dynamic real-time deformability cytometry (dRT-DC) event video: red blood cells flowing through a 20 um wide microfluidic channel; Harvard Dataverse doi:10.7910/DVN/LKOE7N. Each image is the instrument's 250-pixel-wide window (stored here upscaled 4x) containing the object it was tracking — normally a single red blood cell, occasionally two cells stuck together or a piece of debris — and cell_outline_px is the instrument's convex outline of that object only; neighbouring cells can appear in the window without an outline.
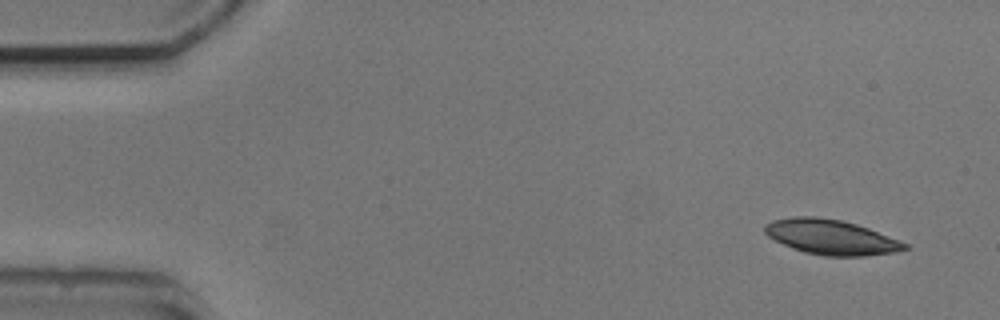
{"species": "common noctule bat (a hibernating species)", "species_latin": "Nyctalus noctula", "temperature_condition": "cold", "stored_images_in_passage": 5, "camera_frame_rate_fps": 3000, "um_per_image_px": 0.085, "animal": {"sex": "male", "body_mass_g": 20.5, "forearm_length_mm": 52.5}, "frame": {"image": 1, "passage_image": 1, "time_ms": 0.0, "image_size_px": [1000, 320], "cell_outline_px": [[912, 248], [896, 252], [864, 256], [824, 256], [804, 252], [792, 248], [768, 236], [764, 232], [764, 224], [772, 220], [792, 216], [816, 216], [840, 220], [856, 224], [868, 228], [912, 244]], "centroid_in_image_um": [70.69, 20.15], "position_along_channel_um": 14.3, "area_um2": 28.84}}
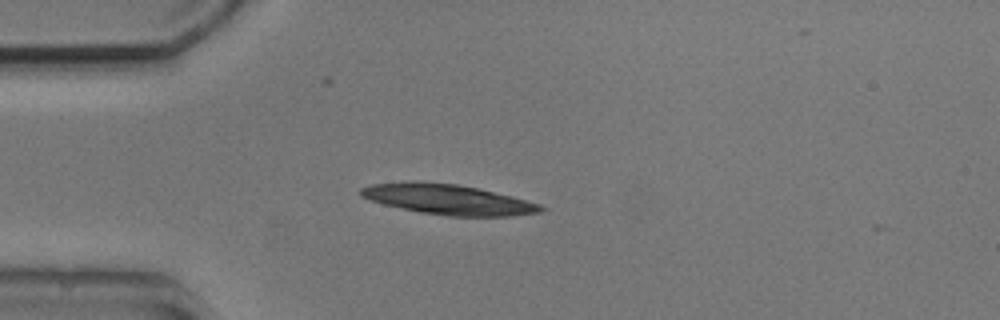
{"frame": {"image": 2, "passage_image": 3, "time_ms": 3.333, "image_size_px": [1000, 320], "cell_outline_px": [[548, 208], [544, 212], [512, 216], [448, 216], [420, 212], [384, 204], [360, 196], [360, 188], [372, 184], [408, 180], [412, 180], [456, 184], [480, 188], [512, 196], [540, 204]], "centroid_in_image_um": [38.12, 16.94], "position_along_channel_um": 46.9, "area_um2": 31.96}}